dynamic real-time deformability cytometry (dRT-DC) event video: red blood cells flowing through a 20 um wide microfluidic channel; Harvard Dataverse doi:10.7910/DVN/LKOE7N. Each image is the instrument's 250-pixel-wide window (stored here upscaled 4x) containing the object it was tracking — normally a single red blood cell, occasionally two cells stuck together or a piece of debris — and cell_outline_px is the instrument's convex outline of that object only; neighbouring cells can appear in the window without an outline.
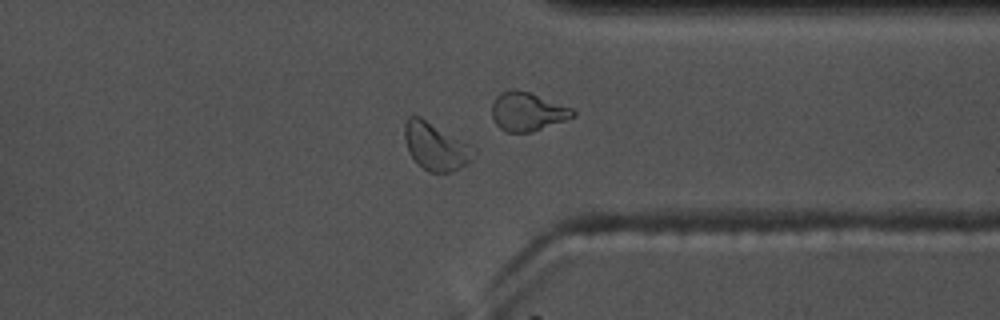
{"species": "common noctule bat (a hibernating species)", "species_latin": "Nyctalus noctula", "temperature_condition": "warm", "stored_images_in_passage": 49, "camera_frame_rate_fps": 3000, "um_per_image_px": 0.085, "animal": {"sex": "male", "body_mass_g": 17.5, "forearm_length_mm": 52.3}, "frame": {"image": 1, "passage_image": 42, "time_ms": 13.667, "image_size_px": [1000, 320], "cell_outline_px": [[476, 152], [468, 164], [448, 172], [428, 172], [408, 152], [404, 140], [404, 124], [408, 116], [420, 116], [476, 148]], "centroid_in_image_um": [37.02, 12.43], "position_along_channel_um": 374.4, "area_um2": 18.96}, "authors_computed_cell_mechanics": {"area_um2": 17.6868, "velocity_mm_per_s": 3.5931, "shape_relaxation_time_tau1_ms": 3.1145, "shape_relaxation_time_tau2_ms": 1.7265, "deformation_change_tau1": 0.1232, "deformation_change_tau2": 0.0553}}